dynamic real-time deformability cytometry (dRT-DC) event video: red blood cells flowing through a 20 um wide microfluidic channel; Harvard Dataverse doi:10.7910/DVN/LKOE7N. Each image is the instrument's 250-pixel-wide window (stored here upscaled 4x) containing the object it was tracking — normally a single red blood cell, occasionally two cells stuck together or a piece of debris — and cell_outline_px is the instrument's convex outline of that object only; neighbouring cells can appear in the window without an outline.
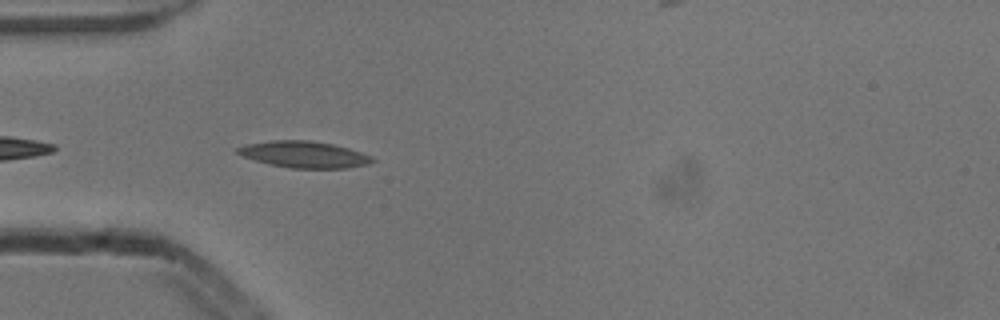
{"species": "common noctule bat (a hibernating species)", "species_latin": "Nyctalus noctula", "temperature_condition": "cold", "stored_images_in_passage": 38, "camera_frame_rate_fps": 3000, "um_per_image_px": 0.085, "animal": {"sex": "male", "body_mass_g": 13.3}, "frame": {"image": 1, "passage_image": 2, "time_ms": 0.333, "image_size_px": [1000, 320], "cell_outline_px": [[376, 160], [368, 164], [348, 168], [288, 168], [268, 164], [244, 156], [236, 152], [236, 148], [244, 144], [272, 140], [308, 140], [332, 144], [348, 148], [372, 156]], "centroid_in_image_um": [25.84, 13.13], "position_along_channel_um": 59.2, "area_um2": 20.81}}
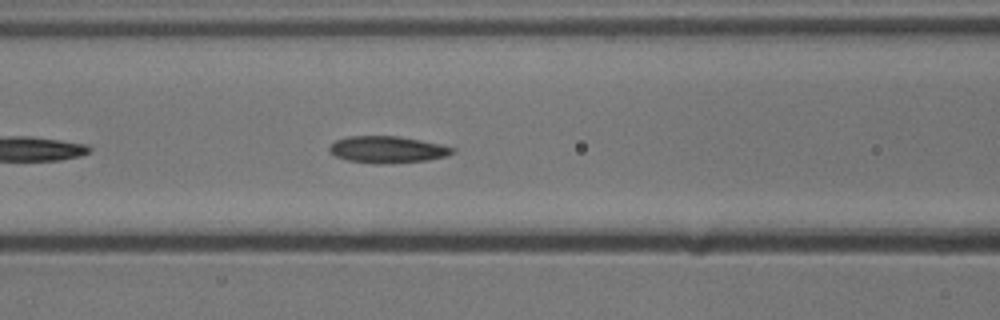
{"frame": {"image": 2, "passage_image": 8, "time_ms": 2.333, "image_size_px": [1000, 320], "cell_outline_px": [[456, 152], [448, 156], [428, 160], [376, 164], [348, 160], [336, 156], [328, 152], [328, 148], [336, 140], [348, 136], [400, 136], [440, 144], [456, 148]], "centroid_in_image_um": [32.95, 12.71], "position_along_channel_um": 133.6, "area_um2": 19.25}}
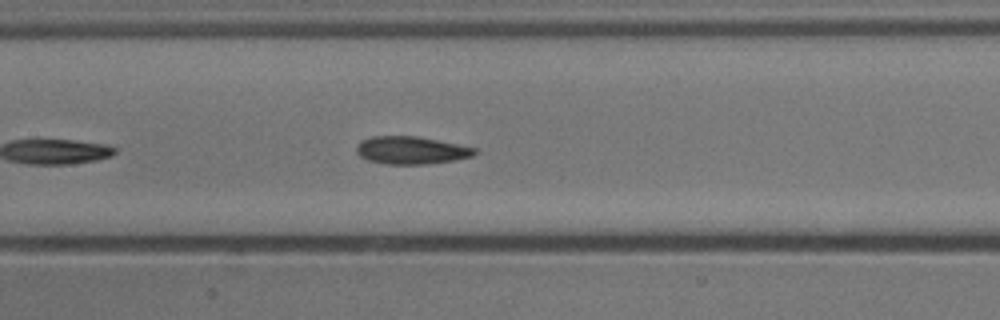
{"frame": {"image": 3, "passage_image": 11, "time_ms": 3.333, "image_size_px": [1000, 320], "cell_outline_px": [[480, 152], [472, 156], [456, 160], [428, 164], [384, 164], [368, 160], [360, 156], [356, 152], [356, 148], [360, 140], [372, 136], [416, 136], [476, 148]], "centroid_in_image_um": [34.95, 12.78], "position_along_channel_um": 172.5, "area_um2": 19.13}, "authors_computed_cell_mechanics": {"area_um2": 17.7157, "velocity_mm_per_s": 3.8805, "shape_relaxation_time_tau1_ms": 3.5052, "shape_relaxation_time_tau2_ms": 7.1626, "deformation_change_tau1": 0.0987, "deformation_change_tau2": 0.1289}}